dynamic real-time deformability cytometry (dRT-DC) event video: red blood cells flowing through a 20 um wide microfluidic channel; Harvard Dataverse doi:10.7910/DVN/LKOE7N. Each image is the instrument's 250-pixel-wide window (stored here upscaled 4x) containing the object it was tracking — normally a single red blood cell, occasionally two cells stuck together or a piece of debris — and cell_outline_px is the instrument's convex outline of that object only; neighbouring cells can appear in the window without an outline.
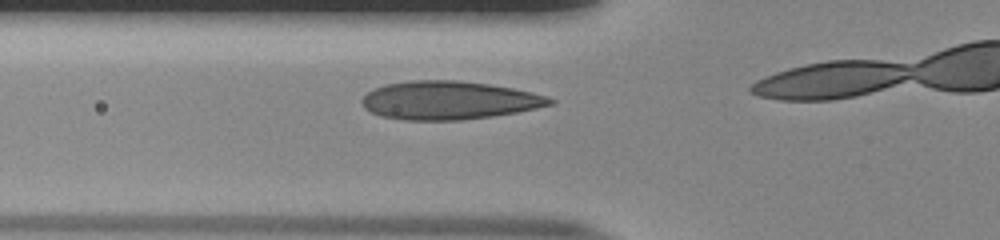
{"species": "human", "species_latin": "Homo sapiens", "temperature_condition": "room temperature", "stored_images_in_passage": 11, "camera_frame_rate_fps": 3000, "um_per_image_px": 0.085, "donor": {"sex": "male"}, "frame": {"image": 1, "passage_image": 7, "time_ms": 2.0, "image_size_px": [1000, 240], "cell_outline_px": [[556, 104], [516, 112], [492, 116], [460, 120], [404, 120], [380, 116], [364, 108], [360, 100], [372, 88], [384, 84], [412, 80], [456, 80], [488, 84], [512, 88], [532, 92], [556, 100]], "centroid_in_image_um": [38.13, 8.52], "position_along_channel_um": 87.7, "area_um2": 42.08}}
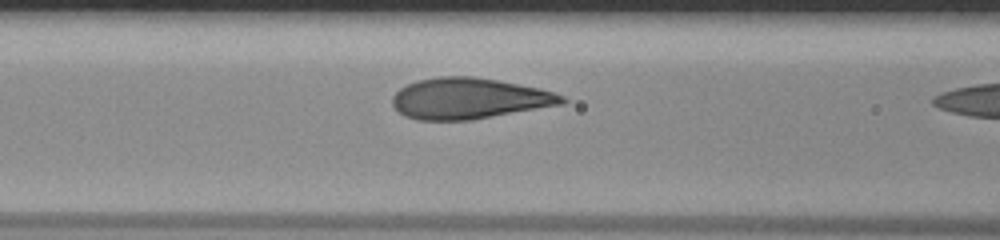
{"frame": {"image": 2, "passage_image": 10, "time_ms": 3.0, "image_size_px": [1000, 240], "cell_outline_px": [[568, 100], [564, 104], [472, 120], [416, 120], [404, 116], [392, 104], [392, 96], [400, 88], [408, 84], [420, 80], [440, 76], [472, 76], [496, 80], [540, 88], [564, 96]], "centroid_in_image_um": [39.88, 8.38], "position_along_channel_um": 126.7, "area_um2": 40.46}}